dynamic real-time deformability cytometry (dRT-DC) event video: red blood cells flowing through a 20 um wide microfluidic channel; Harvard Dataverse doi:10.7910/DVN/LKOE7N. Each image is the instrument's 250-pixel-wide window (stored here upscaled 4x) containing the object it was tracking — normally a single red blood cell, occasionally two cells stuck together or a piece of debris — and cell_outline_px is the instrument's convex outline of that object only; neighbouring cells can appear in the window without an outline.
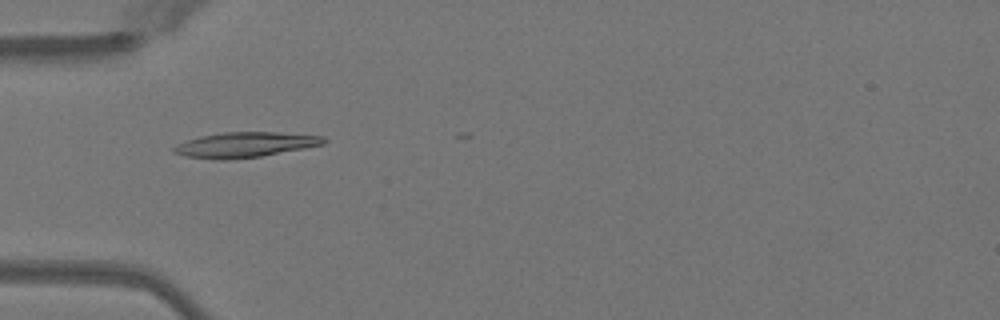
{"species": "Egyptian fruit bat (a non-hibernating species)", "species_latin": "Rousettus aegyptiacus", "temperature_condition": "warm", "stored_images_in_passage": 19, "camera_frame_rate_fps": 3000, "um_per_image_px": 0.085, "animal": {"sex": "female"}, "frame": {"image": 1, "passage_image": 16, "time_ms": 5.0, "image_size_px": [1000, 320], "cell_outline_px": [[328, 140], [324, 144], [304, 148], [260, 156], [228, 160], [212, 160], [184, 156], [172, 152], [172, 148], [188, 140], [200, 136], [224, 132], [276, 132], [324, 136]], "centroid_in_image_um": [20.82, 12.31], "position_along_channel_um": 64.2, "area_um2": 21.96}}